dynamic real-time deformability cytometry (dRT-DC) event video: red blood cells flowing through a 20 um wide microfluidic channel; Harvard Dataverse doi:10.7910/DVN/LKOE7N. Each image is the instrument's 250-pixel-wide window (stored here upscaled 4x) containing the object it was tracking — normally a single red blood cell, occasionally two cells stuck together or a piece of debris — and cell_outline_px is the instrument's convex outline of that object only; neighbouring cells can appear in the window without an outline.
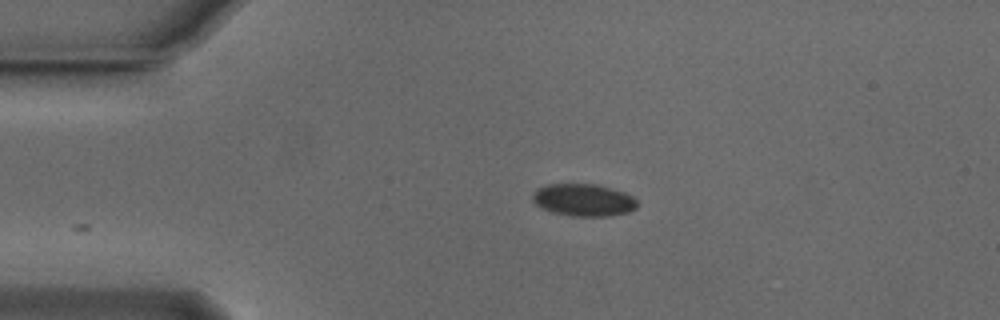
{"species": "Egyptian fruit bat (a non-hibernating species)", "species_latin": "Rousettus aegyptiacus", "temperature_condition": "cold", "stored_images_in_passage": 33, "camera_frame_rate_fps": 3000, "um_per_image_px": 0.085, "animal": {"sex": "male"}, "frame": {"image": 1, "passage_image": 1, "time_ms": 0.0, "image_size_px": [1000, 320], "cell_outline_px": [[636, 208], [628, 212], [608, 216], [572, 216], [552, 212], [536, 204], [532, 200], [532, 192], [536, 188], [548, 184], [596, 184], [612, 188], [624, 192], [632, 196], [636, 200]], "centroid_in_image_um": [49.58, 16.99], "position_along_channel_um": 35.4, "area_um2": 19.71}}
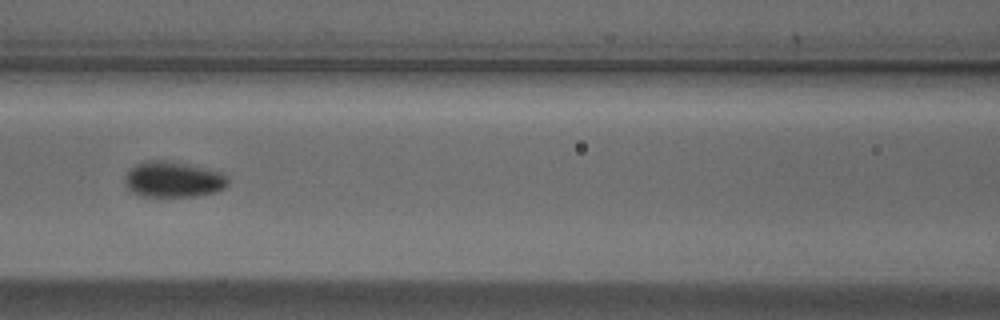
{"frame": {"image": 2, "passage_image": 13, "time_ms": 4.0, "image_size_px": [1000, 320], "cell_outline_px": [[228, 184], [224, 188], [216, 192], [196, 196], [140, 196], [132, 192], [124, 184], [124, 176], [136, 164], [144, 160], [168, 160], [224, 172], [228, 180]], "centroid_in_image_um": [14.72, 15.24], "position_along_channel_um": 151.9, "area_um2": 21.68}}
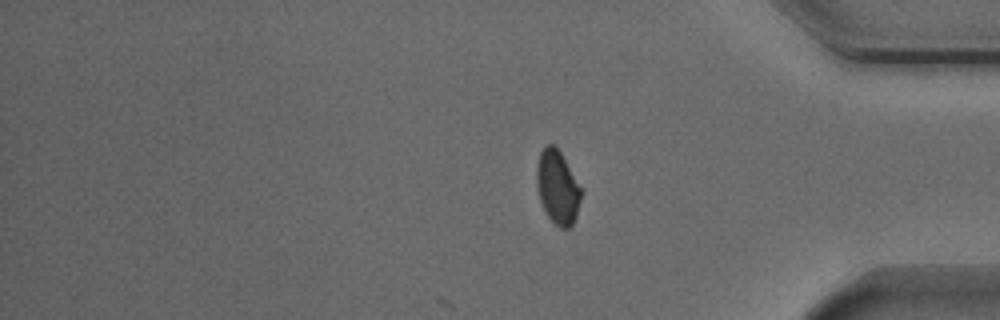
{"frame": {"image": 3, "passage_image": 33, "time_ms": 10.667, "image_size_px": [1000, 320], "cell_outline_px": [[580, 200], [576, 216], [572, 224], [568, 228], [560, 228], [548, 216], [540, 200], [536, 184], [536, 164], [540, 152], [548, 144], [556, 144], [580, 188]], "centroid_in_image_um": [47.35, 15.89], "position_along_channel_um": 387.8, "area_um2": 18.67}, "authors_computed_cell_mechanics": {"area_um2": 20.6346, "velocity_mm_per_s": 3.8364, "shape_relaxation_time_tau1_ms": 3.1748, "shape_relaxation_time_tau2_ms": null, "deformation_change_tau1": 0.0621, "deformation_change_tau2": null}}